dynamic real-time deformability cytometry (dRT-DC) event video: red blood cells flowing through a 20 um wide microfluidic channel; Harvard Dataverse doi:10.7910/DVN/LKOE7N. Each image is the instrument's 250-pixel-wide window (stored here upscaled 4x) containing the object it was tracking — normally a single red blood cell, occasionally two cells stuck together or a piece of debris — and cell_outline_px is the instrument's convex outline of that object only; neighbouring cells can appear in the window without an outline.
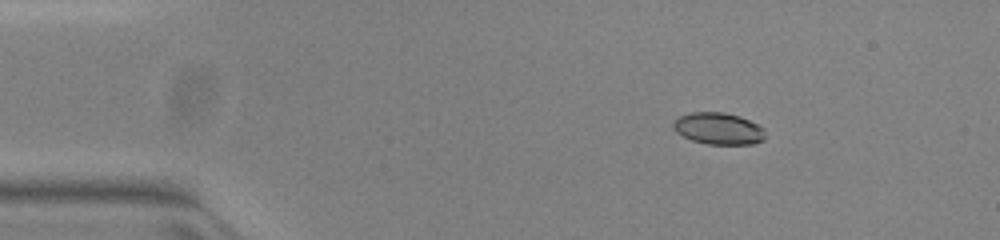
{"species": "common noctule bat (a hibernating species)", "species_latin": "Nyctalus noctula", "temperature_condition": "warm", "stored_images_in_passage": 50, "camera_frame_rate_fps": 3000, "um_per_image_px": 0.085, "animal": {"sex": "female", "body_mass_g": 23.0, "forearm_length_mm": 53.4}, "frame": {"image": 1, "passage_image": 6, "time_ms": 1.667, "image_size_px": [1000, 240], "cell_outline_px": [[764, 140], [752, 144], [708, 144], [692, 140], [676, 132], [672, 128], [672, 124], [680, 116], [692, 112], [724, 112], [740, 116], [764, 128]], "centroid_in_image_um": [61.06, 10.93], "position_along_channel_um": 23.9, "area_um2": 16.94}}
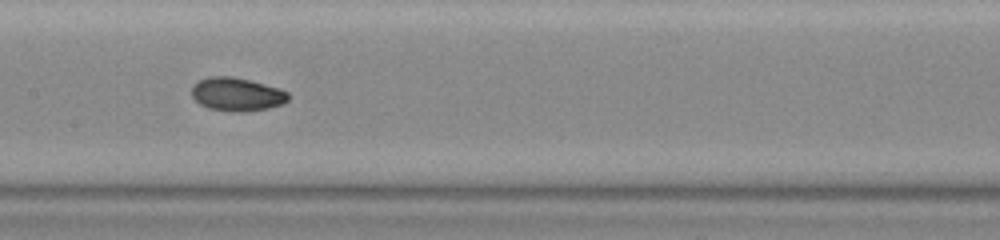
{"frame": {"image": 2, "passage_image": 24, "time_ms": 7.667, "image_size_px": [1000, 240], "cell_outline_px": [[288, 100], [280, 104], [268, 108], [208, 108], [200, 104], [192, 96], [192, 88], [200, 80], [208, 76], [228, 76], [248, 80], [280, 88], [288, 92]], "centroid_in_image_um": [20.12, 7.95], "position_along_channel_um": 187.3, "area_um2": 17.57}}
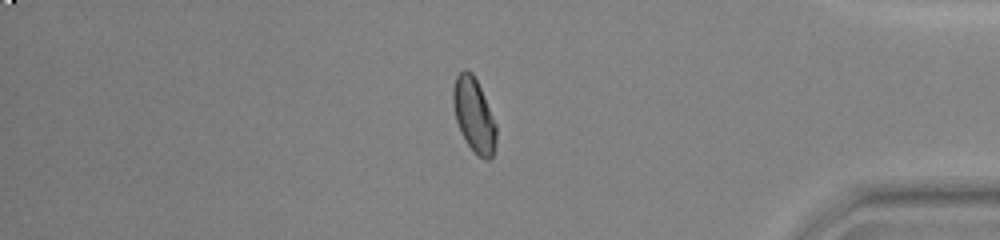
{"frame": {"image": 3, "passage_image": 42, "time_ms": 13.667, "image_size_px": [1000, 240], "cell_outline_px": [[496, 140], [492, 156], [488, 160], [484, 160], [468, 144], [460, 132], [456, 120], [452, 104], [452, 88], [456, 76], [464, 68], [472, 72], [480, 88], [496, 124]], "centroid_in_image_um": [40.26, 9.75], "position_along_channel_um": 394.9, "area_um2": 18.44}, "authors_computed_cell_mechanics": {"area_um2": 17.9758, "velocity_mm_per_s": 3.986, "shape_relaxation_time_tau1_ms": 5.5672, "shape_relaxation_time_tau2_ms": 1.6628, "deformation_change_tau1": 0.1692, "deformation_change_tau2": 0.0381}}